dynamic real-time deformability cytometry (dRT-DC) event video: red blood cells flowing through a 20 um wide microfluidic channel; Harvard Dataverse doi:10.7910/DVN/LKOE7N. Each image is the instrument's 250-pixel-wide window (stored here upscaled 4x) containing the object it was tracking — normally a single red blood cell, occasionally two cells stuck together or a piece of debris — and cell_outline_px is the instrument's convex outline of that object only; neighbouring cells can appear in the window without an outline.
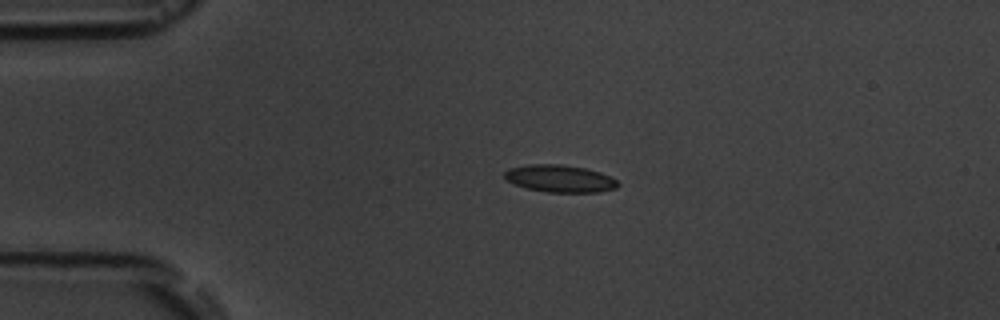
{"species": "common noctule bat (a hibernating species)", "species_latin": "Nyctalus noctula", "temperature_condition": "room temperature", "stored_images_in_passage": 4, "camera_frame_rate_fps": 3000, "um_per_image_px": 0.085, "animal": {"sex": "male", "body_mass_g": 19.5, "forearm_length_mm": 54.6}, "frame": {"image": 1, "passage_image": 3, "time_ms": 2.333, "image_size_px": [1000, 320], "cell_outline_px": [[620, 184], [616, 188], [600, 192], [548, 192], [528, 188], [504, 180], [504, 172], [508, 168], [528, 164], [560, 164], [584, 168], [600, 172], [616, 180]], "centroid_in_image_um": [47.56, 15.17], "position_along_channel_um": 37.4, "area_um2": 17.98}}